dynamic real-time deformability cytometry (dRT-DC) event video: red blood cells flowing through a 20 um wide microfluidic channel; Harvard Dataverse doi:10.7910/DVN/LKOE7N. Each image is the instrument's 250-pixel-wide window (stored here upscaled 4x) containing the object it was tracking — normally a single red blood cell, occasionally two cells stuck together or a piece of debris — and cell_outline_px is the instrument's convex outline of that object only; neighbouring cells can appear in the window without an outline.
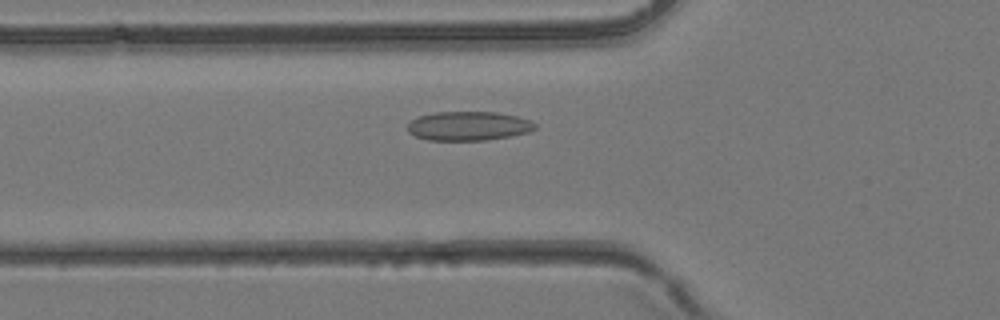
{"species": "common noctule bat (a hibernating species)", "species_latin": "Nyctalus noctula", "temperature_condition": "room temperature", "stored_images_in_passage": 42, "segment_of_instrument_passage": [1, 2], "camera_frame_rate_fps": 3000, "um_per_image_px": 0.085, "animal": {"sex": "female", "body_mass_g": 24.6, "forearm_length_mm": 56.2}, "frame": {"image": 1, "passage_image": 13, "time_ms": 4.0, "image_size_px": [1000, 320], "cell_outline_px": [[536, 128], [528, 132], [512, 136], [484, 140], [428, 140], [416, 136], [408, 132], [408, 124], [412, 120], [420, 116], [436, 112], [496, 112], [516, 116], [528, 120], [536, 124]], "centroid_in_image_um": [39.82, 10.71], "position_along_channel_um": 86.0, "area_um2": 21.44}}
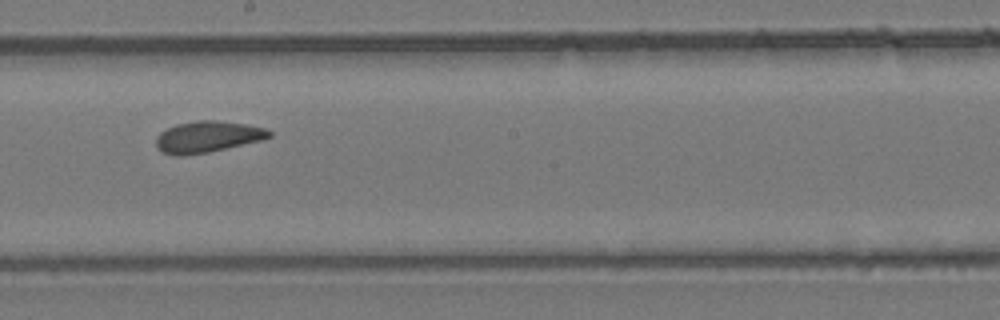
{"frame": {"image": 2, "passage_image": 22, "time_ms": 7.0, "image_size_px": [1000, 320], "cell_outline_px": [[272, 136], [260, 140], [208, 152], [184, 156], [172, 156], [156, 148], [156, 136], [160, 132], [176, 124], [196, 120], [216, 120], [244, 124], [268, 128], [272, 132]], "centroid_in_image_um": [17.61, 11.62], "position_along_channel_um": 230.6, "area_um2": 20.69}}
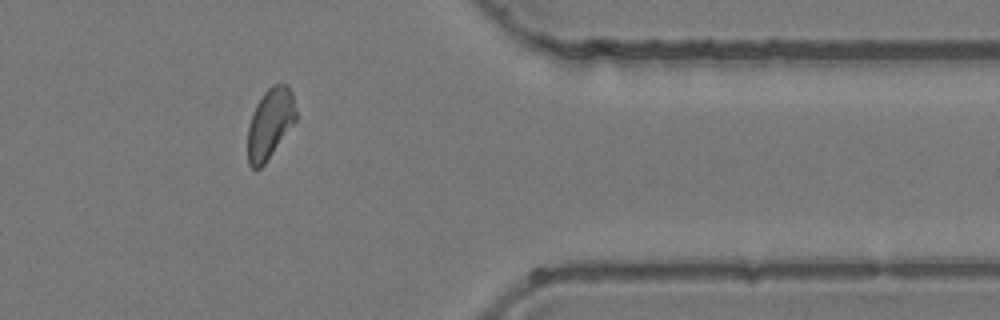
{"frame": {"image": 3, "passage_image": 33, "time_ms": 10.667, "image_size_px": [1000, 320], "cell_outline_px": [[296, 120], [264, 164], [260, 168], [252, 168], [248, 164], [248, 128], [252, 112], [256, 104], [264, 92], [272, 84], [288, 84], [292, 92], [296, 112]], "centroid_in_image_um": [22.95, 10.46], "position_along_channel_um": 388.5, "area_um2": 19.59}}